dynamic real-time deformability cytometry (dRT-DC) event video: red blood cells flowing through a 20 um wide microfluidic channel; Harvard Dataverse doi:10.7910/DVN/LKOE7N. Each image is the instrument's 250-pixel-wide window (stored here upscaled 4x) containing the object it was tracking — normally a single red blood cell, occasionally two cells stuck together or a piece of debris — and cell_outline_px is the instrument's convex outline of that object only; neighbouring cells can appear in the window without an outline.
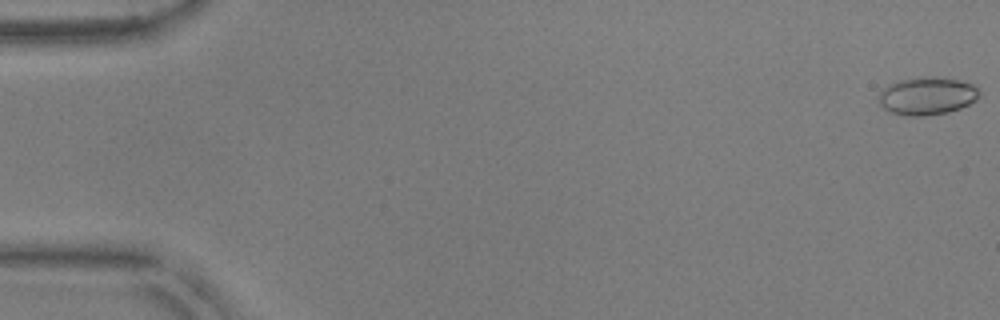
{"species": "common noctule bat (a hibernating species)", "species_latin": "Nyctalus noctula", "temperature_condition": "warm", "stored_images_in_passage": 50, "camera_frame_rate_fps": 3000, "um_per_image_px": 0.085, "animal": {"sex": "male", "body_mass_g": 17.9, "forearm_length_mm": 54.2}, "frame": {"image": 1, "passage_image": 1, "time_ms": 0.0, "image_size_px": [1000, 320], "cell_outline_px": [[980, 96], [976, 100], [960, 108], [948, 112], [924, 116], [908, 116], [892, 112], [884, 108], [880, 104], [880, 92], [884, 88], [900, 80], [932, 76], [956, 80], [972, 84], [980, 92]], "centroid_in_image_um": [78.83, 8.17], "position_along_channel_um": 6.2, "area_um2": 21.73}}
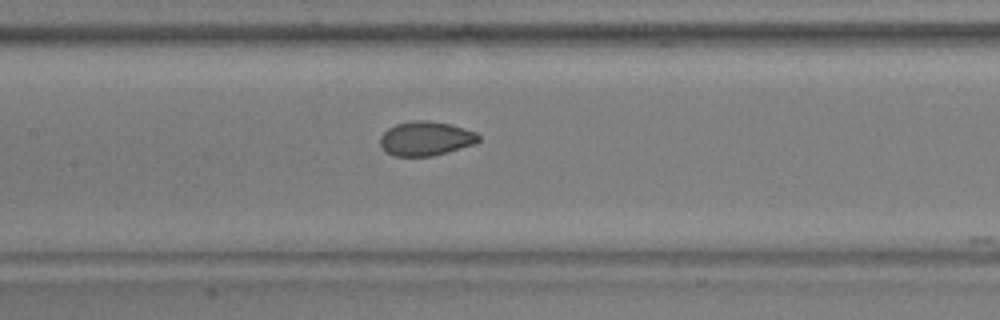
{"frame": {"image": 2, "passage_image": 26, "time_ms": 8.333, "image_size_px": [1000, 320], "cell_outline_px": [[480, 140], [476, 144], [448, 152], [432, 156], [392, 156], [380, 144], [380, 136], [388, 128], [396, 124], [412, 120], [428, 120], [448, 124], [464, 128], [476, 132], [480, 136]], "centroid_in_image_um": [36.21, 11.77], "position_along_channel_um": 171.2, "area_um2": 19.71}}
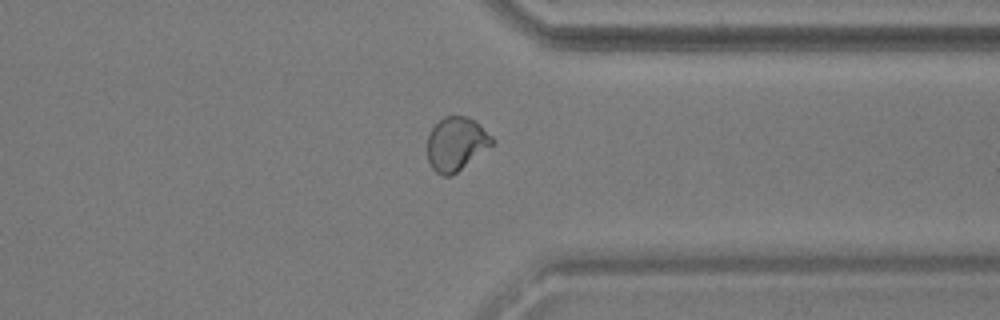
{"frame": {"image": 3, "passage_image": 42, "time_ms": 13.667, "image_size_px": [1000, 320], "cell_outline_px": [[496, 140], [492, 144], [452, 176], [440, 176], [432, 168], [428, 160], [428, 132], [444, 116], [468, 116], [492, 136]], "centroid_in_image_um": [38.75, 12.23], "position_along_channel_um": 372.7, "area_um2": 20.0}}